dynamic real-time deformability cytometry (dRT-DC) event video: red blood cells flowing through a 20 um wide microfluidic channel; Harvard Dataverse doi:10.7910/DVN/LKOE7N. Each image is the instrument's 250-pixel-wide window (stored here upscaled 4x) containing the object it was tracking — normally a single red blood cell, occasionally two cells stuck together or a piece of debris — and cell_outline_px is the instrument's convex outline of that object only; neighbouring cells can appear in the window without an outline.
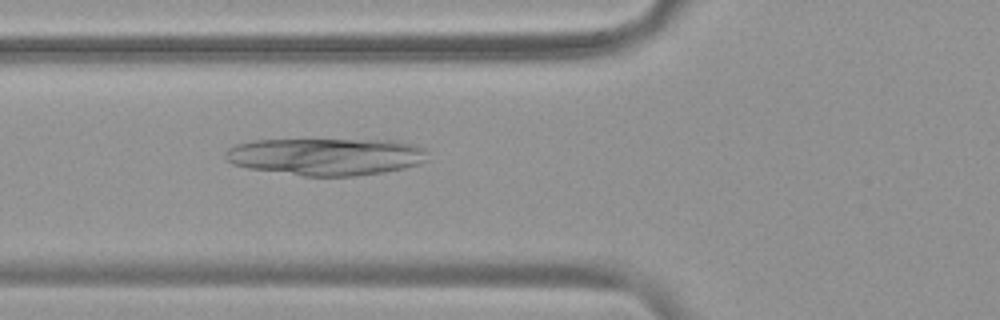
{"species": "common noctule bat (a hibernating species)", "species_latin": "Nyctalus noctula", "temperature_condition": "warm", "stored_images_in_passage": 53, "camera_frame_rate_fps": 3000, "um_per_image_px": 0.085, "animal": {"sex": "female", "body_mass_g": 19.9}, "frame": {"image": 1, "passage_image": 20, "time_ms": 6.333, "image_size_px": [1000, 320], "cell_outline_px": [[428, 160], [420, 164], [404, 168], [384, 172], [356, 176], [304, 176], [248, 168], [232, 164], [224, 160], [224, 152], [228, 148], [236, 144], [252, 140], [396, 140], [416, 144], [424, 148], [428, 152]], "centroid_in_image_um": [27.73, 13.3], "position_along_channel_um": 98.1, "area_um2": 44.45}}
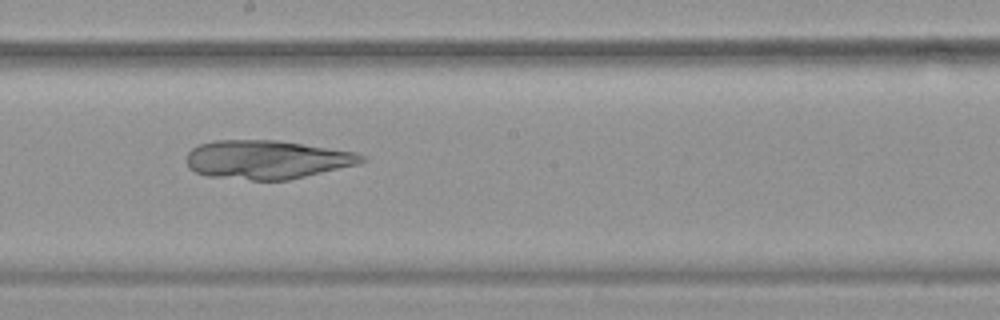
{"frame": {"image": 2, "passage_image": 30, "time_ms": 9.667, "image_size_px": [1000, 320], "cell_outline_px": [[368, 160], [360, 164], [288, 180], [252, 180], [208, 176], [196, 172], [188, 168], [188, 152], [192, 148], [200, 144], [216, 140], [276, 140], [356, 152], [364, 156]], "centroid_in_image_um": [22.71, 13.57], "position_along_channel_um": 225.5, "area_um2": 39.42}}
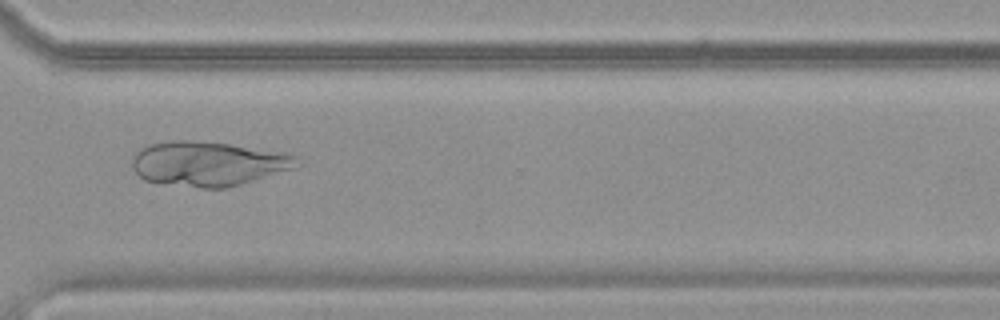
{"frame": {"image": 3, "passage_image": 40, "time_ms": 13.0, "image_size_px": [1000, 320], "cell_outline_px": [[304, 164], [292, 168], [240, 184], [224, 188], [200, 188], [144, 180], [132, 168], [132, 156], [140, 148], [148, 144], [172, 140], [192, 140], [228, 144], [284, 152], [296, 156]], "centroid_in_image_um": [17.68, 13.9], "position_along_channel_um": 352.9, "area_um2": 42.66}}